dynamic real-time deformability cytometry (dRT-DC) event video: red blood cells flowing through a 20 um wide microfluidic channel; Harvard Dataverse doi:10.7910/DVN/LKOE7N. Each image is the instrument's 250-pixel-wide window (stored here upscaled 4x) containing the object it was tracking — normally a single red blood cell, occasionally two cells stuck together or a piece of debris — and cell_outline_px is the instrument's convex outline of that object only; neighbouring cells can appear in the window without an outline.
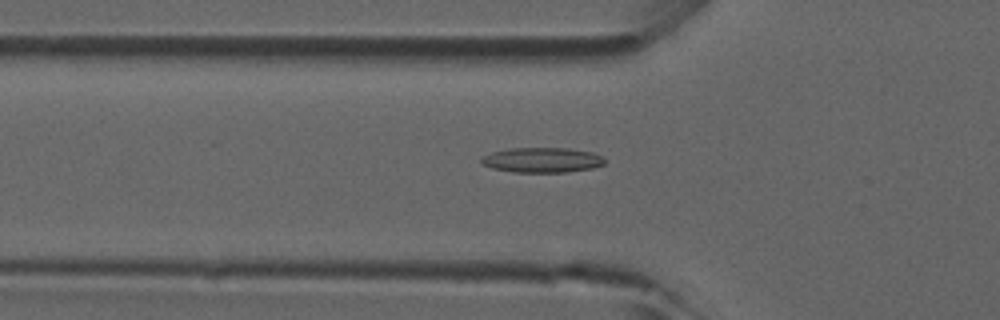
{"species": "common noctule bat (a hibernating species)", "species_latin": "Nyctalus noctula", "temperature_condition": "room temperature", "stored_images_in_passage": 36, "camera_frame_rate_fps": 3000, "um_per_image_px": 0.085, "animal": {"sex": "male", "forearm_length_mm": 52.5}, "frame": {"image": 1, "passage_image": 6, "time_ms": 1.667, "image_size_px": [1000, 320], "cell_outline_px": [[604, 164], [592, 168], [568, 172], [512, 172], [492, 168], [480, 164], [480, 156], [492, 152], [508, 148], [564, 148], [592, 152], [600, 156], [604, 160]], "centroid_in_image_um": [46.0, 13.6], "position_along_channel_um": 79.8, "area_um2": 18.03}}
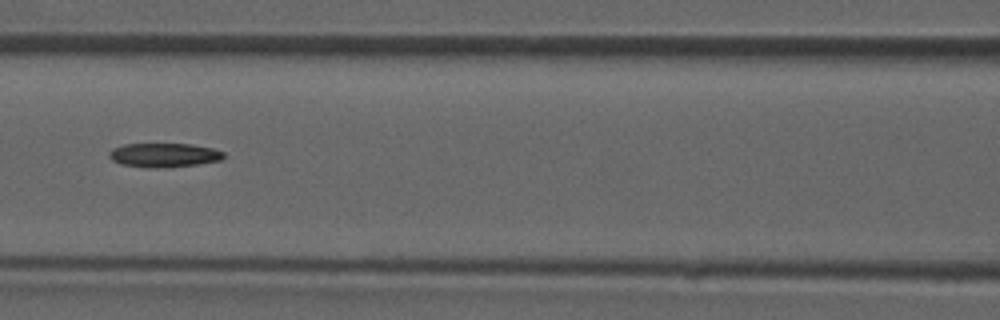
{"frame": {"image": 2, "passage_image": 11, "time_ms": 3.333, "image_size_px": [1000, 320], "cell_outline_px": [[224, 156], [220, 160], [196, 164], [168, 168], [148, 168], [120, 164], [112, 160], [108, 156], [108, 152], [112, 148], [124, 144], [188, 144], [212, 148], [224, 152]], "centroid_in_image_um": [13.88, 13.19], "position_along_channel_um": 152.7, "area_um2": 16.13}}